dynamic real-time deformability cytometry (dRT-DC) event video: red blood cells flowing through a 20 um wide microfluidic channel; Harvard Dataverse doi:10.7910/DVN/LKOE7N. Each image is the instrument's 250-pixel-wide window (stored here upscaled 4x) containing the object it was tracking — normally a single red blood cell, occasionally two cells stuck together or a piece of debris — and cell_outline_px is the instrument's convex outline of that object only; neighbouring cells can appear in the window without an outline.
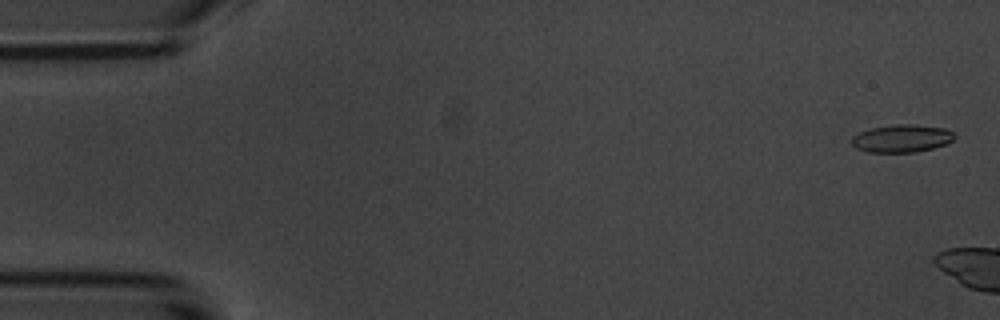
{"species": "common noctule bat (a hibernating species)", "species_latin": "Nyctalus noctula", "temperature_condition": "room temperature", "stored_images_in_passage": 9, "camera_frame_rate_fps": 3000, "um_per_image_px": 0.085, "animal": {"sex": "male", "body_mass_g": 20.1, "forearm_length_mm": 53.5}, "frame": {"image": 1, "passage_image": 2, "time_ms": 0.333, "image_size_px": [1000, 320], "cell_outline_px": [[956, 136], [948, 144], [916, 152], [868, 152], [856, 148], [852, 144], [852, 136], [860, 132], [872, 128], [896, 124], [912, 124], [944, 128], [952, 132]], "centroid_in_image_um": [76.66, 11.77], "position_along_channel_um": 8.3, "area_um2": 16.53}}